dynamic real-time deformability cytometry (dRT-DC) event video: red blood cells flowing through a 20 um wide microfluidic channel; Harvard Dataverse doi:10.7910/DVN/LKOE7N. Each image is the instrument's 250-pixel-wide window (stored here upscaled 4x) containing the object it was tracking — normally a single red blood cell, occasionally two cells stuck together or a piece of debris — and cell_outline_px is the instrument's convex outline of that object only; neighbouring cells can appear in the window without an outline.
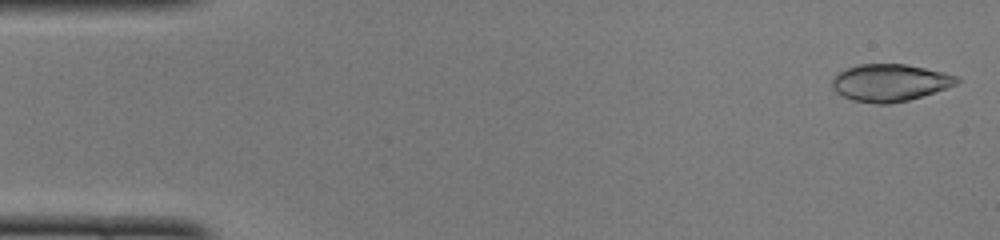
{"species": "common noctule bat (a hibernating species)", "species_latin": "Nyctalus noctula", "temperature_condition": "cold", "stored_images_in_passage": 47, "camera_frame_rate_fps": 3000, "um_per_image_px": 0.085, "animal": {"sex": "female", "body_mass_g": 22.0, "forearm_length_mm": 56.7}, "frame": {"image": 1, "passage_image": 1, "time_ms": 0.0, "image_size_px": [1000, 240], "cell_outline_px": [[960, 80], [956, 84], [908, 100], [888, 104], [876, 104], [852, 100], [836, 92], [832, 88], [832, 80], [840, 72], [848, 68], [860, 64], [904, 64], [944, 72], [960, 76]], "centroid_in_image_um": [75.64, 7.03], "position_along_channel_um": 9.4, "area_um2": 26.7}}